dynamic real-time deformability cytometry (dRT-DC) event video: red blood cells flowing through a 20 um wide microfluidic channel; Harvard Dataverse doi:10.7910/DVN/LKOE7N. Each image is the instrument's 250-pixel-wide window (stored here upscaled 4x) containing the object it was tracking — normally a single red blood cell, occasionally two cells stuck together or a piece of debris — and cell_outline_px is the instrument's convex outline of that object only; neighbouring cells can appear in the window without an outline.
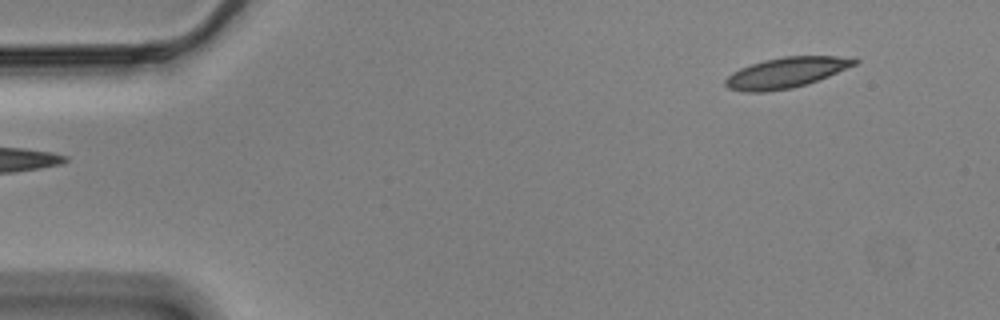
{"species": "Egyptian fruit bat (a non-hibernating species)", "species_latin": "Rousettus aegyptiacus", "temperature_condition": "cold", "stored_images_in_passage": 53, "camera_frame_rate_fps": 3000, "um_per_image_px": 0.085, "animal": {"sex": "male"}, "frame": {"image": 1, "passage_image": 1, "time_ms": 0.0, "image_size_px": [1000, 320], "cell_outline_px": [[860, 60], [856, 64], [828, 76], [808, 84], [792, 88], [764, 92], [744, 92], [728, 88], [724, 84], [724, 80], [732, 72], [740, 68], [764, 60], [784, 56], [856, 56]], "centroid_in_image_um": [66.84, 6.17], "position_along_channel_um": 18.2, "area_um2": 23.12}}
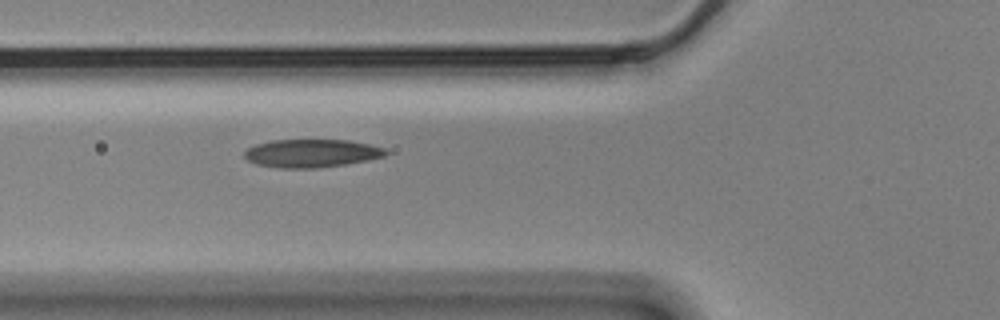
{"frame": {"image": 2, "passage_image": 16, "time_ms": 5.0, "image_size_px": [1000, 320], "cell_outline_px": [[388, 152], [384, 156], [368, 160], [344, 164], [316, 168], [276, 168], [256, 164], [248, 160], [244, 156], [244, 152], [248, 148], [256, 144], [272, 140], [348, 140], [368, 144], [384, 148]], "centroid_in_image_um": [26.45, 13.03], "position_along_channel_um": 99.3, "area_um2": 23.06}}
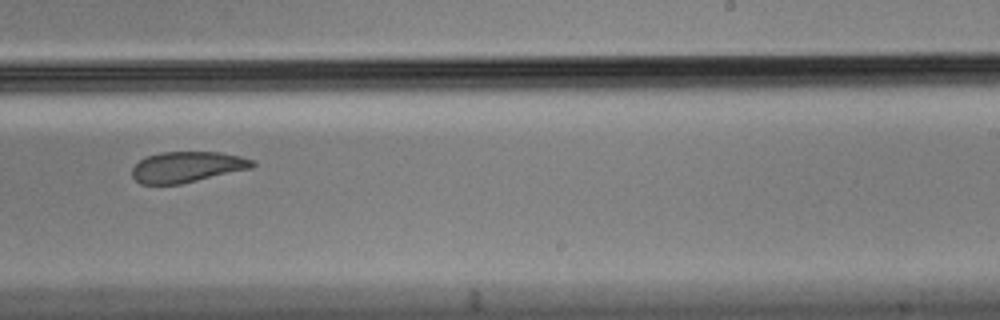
{"frame": {"image": 3, "passage_image": 31, "time_ms": 10.0, "image_size_px": [1000, 320], "cell_outline_px": [[256, 164], [252, 168], [180, 184], [140, 184], [132, 176], [132, 168], [144, 156], [160, 152], [220, 152], [240, 156], [252, 160]], "centroid_in_image_um": [15.88, 14.18], "position_along_channel_um": 273.1, "area_um2": 21.56}, "authors_computed_cell_mechanics": {"area_um2": 23.409, "velocity_mm_per_s": 3.4736, "shape_relaxation_time_tau1_ms": 4.4326, "shape_relaxation_time_tau2_ms": 4.6342, "deformation_change_tau1": 0.1206, "deformation_change_tau2": 0.1076}}